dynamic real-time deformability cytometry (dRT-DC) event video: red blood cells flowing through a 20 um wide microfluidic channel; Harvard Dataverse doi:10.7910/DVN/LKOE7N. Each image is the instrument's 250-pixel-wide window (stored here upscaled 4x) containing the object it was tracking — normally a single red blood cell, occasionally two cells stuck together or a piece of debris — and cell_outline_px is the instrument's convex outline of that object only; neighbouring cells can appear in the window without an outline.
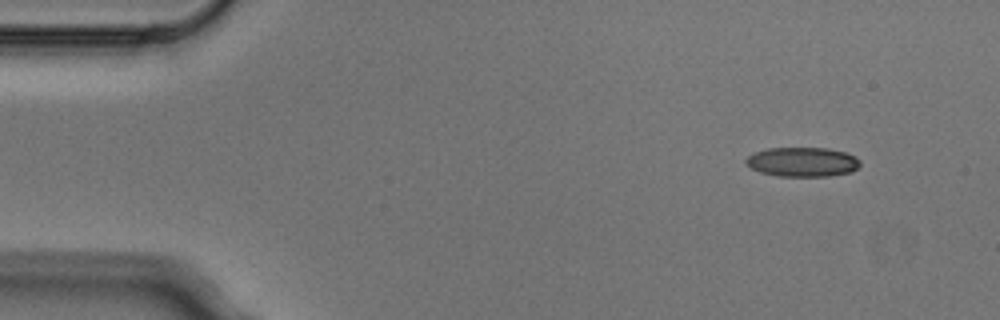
{"species": "Egyptian fruit bat (a non-hibernating species)", "species_latin": "Rousettus aegyptiacus", "temperature_condition": "cold", "stored_images_in_passage": 4, "segment_of_instrument_passage": [1, 2], "camera_frame_rate_fps": 3000, "um_per_image_px": 0.085, "animal": {"sex": "male"}, "frame": {"image": 1, "passage_image": 1, "time_ms": 0.0, "image_size_px": [1000, 320], "cell_outline_px": [[860, 164], [852, 172], [828, 176], [776, 176], [760, 172], [752, 168], [744, 160], [748, 156], [756, 152], [768, 148], [828, 148], [844, 152], [856, 156], [860, 160]], "centroid_in_image_um": [68.23, 13.76], "position_along_channel_um": 16.8, "area_um2": 19.54}}